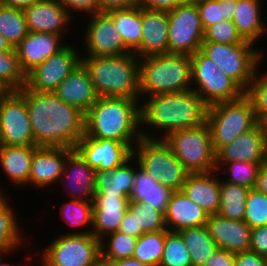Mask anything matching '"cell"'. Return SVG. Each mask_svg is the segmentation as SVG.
Listing matches in <instances>:
<instances>
[{"label": "cell", "instance_id": "obj_20", "mask_svg": "<svg viewBox=\"0 0 267 266\" xmlns=\"http://www.w3.org/2000/svg\"><path fill=\"white\" fill-rule=\"evenodd\" d=\"M72 150L68 147H37L31 161L29 184L39 189L55 185Z\"/></svg>", "mask_w": 267, "mask_h": 266}, {"label": "cell", "instance_id": "obj_24", "mask_svg": "<svg viewBox=\"0 0 267 266\" xmlns=\"http://www.w3.org/2000/svg\"><path fill=\"white\" fill-rule=\"evenodd\" d=\"M142 39L134 52L139 58L168 53L169 17L166 11L148 10L142 7Z\"/></svg>", "mask_w": 267, "mask_h": 266}, {"label": "cell", "instance_id": "obj_56", "mask_svg": "<svg viewBox=\"0 0 267 266\" xmlns=\"http://www.w3.org/2000/svg\"><path fill=\"white\" fill-rule=\"evenodd\" d=\"M41 1L43 0H0V2L7 7L17 8L21 10H24L32 4Z\"/></svg>", "mask_w": 267, "mask_h": 266}, {"label": "cell", "instance_id": "obj_28", "mask_svg": "<svg viewBox=\"0 0 267 266\" xmlns=\"http://www.w3.org/2000/svg\"><path fill=\"white\" fill-rule=\"evenodd\" d=\"M131 156L122 165L113 170H96L95 195H117L130 197L134 188L136 169Z\"/></svg>", "mask_w": 267, "mask_h": 266}, {"label": "cell", "instance_id": "obj_7", "mask_svg": "<svg viewBox=\"0 0 267 266\" xmlns=\"http://www.w3.org/2000/svg\"><path fill=\"white\" fill-rule=\"evenodd\" d=\"M132 156L141 169L171 191H181L190 174L163 139L142 137L134 146Z\"/></svg>", "mask_w": 267, "mask_h": 266}, {"label": "cell", "instance_id": "obj_12", "mask_svg": "<svg viewBox=\"0 0 267 266\" xmlns=\"http://www.w3.org/2000/svg\"><path fill=\"white\" fill-rule=\"evenodd\" d=\"M0 145L35 146L26 106V86L0 98Z\"/></svg>", "mask_w": 267, "mask_h": 266}, {"label": "cell", "instance_id": "obj_16", "mask_svg": "<svg viewBox=\"0 0 267 266\" xmlns=\"http://www.w3.org/2000/svg\"><path fill=\"white\" fill-rule=\"evenodd\" d=\"M96 170H113L132 156V148L118 140L91 138L85 134L74 148Z\"/></svg>", "mask_w": 267, "mask_h": 266}, {"label": "cell", "instance_id": "obj_41", "mask_svg": "<svg viewBox=\"0 0 267 266\" xmlns=\"http://www.w3.org/2000/svg\"><path fill=\"white\" fill-rule=\"evenodd\" d=\"M223 167H227L228 169L226 168L223 170ZM260 167L261 165L256 162H216V170L218 171V174L227 171L229 173V177L224 179L225 182L240 185L249 190L255 187L257 173Z\"/></svg>", "mask_w": 267, "mask_h": 266}, {"label": "cell", "instance_id": "obj_6", "mask_svg": "<svg viewBox=\"0 0 267 266\" xmlns=\"http://www.w3.org/2000/svg\"><path fill=\"white\" fill-rule=\"evenodd\" d=\"M206 123L209 126L212 147L216 153L242 133L254 128L259 121L251 101L244 95L235 101L209 105Z\"/></svg>", "mask_w": 267, "mask_h": 266}, {"label": "cell", "instance_id": "obj_26", "mask_svg": "<svg viewBox=\"0 0 267 266\" xmlns=\"http://www.w3.org/2000/svg\"><path fill=\"white\" fill-rule=\"evenodd\" d=\"M53 93L84 114L98 99L89 72L82 63L58 85Z\"/></svg>", "mask_w": 267, "mask_h": 266}, {"label": "cell", "instance_id": "obj_2", "mask_svg": "<svg viewBox=\"0 0 267 266\" xmlns=\"http://www.w3.org/2000/svg\"><path fill=\"white\" fill-rule=\"evenodd\" d=\"M146 99L140 103L141 127L149 125L153 133L141 129L143 138L156 139L159 136L156 133L162 132V138H159L163 139L174 131L197 128L206 123L208 105L193 90L152 95Z\"/></svg>", "mask_w": 267, "mask_h": 266}, {"label": "cell", "instance_id": "obj_59", "mask_svg": "<svg viewBox=\"0 0 267 266\" xmlns=\"http://www.w3.org/2000/svg\"><path fill=\"white\" fill-rule=\"evenodd\" d=\"M92 266H112L111 261L103 259L101 256L92 264Z\"/></svg>", "mask_w": 267, "mask_h": 266}, {"label": "cell", "instance_id": "obj_34", "mask_svg": "<svg viewBox=\"0 0 267 266\" xmlns=\"http://www.w3.org/2000/svg\"><path fill=\"white\" fill-rule=\"evenodd\" d=\"M4 194H0V254L14 252L25 243L18 218ZM22 233V234H21ZM22 242V243H21Z\"/></svg>", "mask_w": 267, "mask_h": 266}, {"label": "cell", "instance_id": "obj_8", "mask_svg": "<svg viewBox=\"0 0 267 266\" xmlns=\"http://www.w3.org/2000/svg\"><path fill=\"white\" fill-rule=\"evenodd\" d=\"M163 141L190 174L216 171V153L207 123L169 133Z\"/></svg>", "mask_w": 267, "mask_h": 266}, {"label": "cell", "instance_id": "obj_62", "mask_svg": "<svg viewBox=\"0 0 267 266\" xmlns=\"http://www.w3.org/2000/svg\"><path fill=\"white\" fill-rule=\"evenodd\" d=\"M262 124H263L264 130H265V133H266V137H267V118H265V119L262 121Z\"/></svg>", "mask_w": 267, "mask_h": 266}, {"label": "cell", "instance_id": "obj_39", "mask_svg": "<svg viewBox=\"0 0 267 266\" xmlns=\"http://www.w3.org/2000/svg\"><path fill=\"white\" fill-rule=\"evenodd\" d=\"M199 10L204 31L220 21H233L237 0H193Z\"/></svg>", "mask_w": 267, "mask_h": 266}, {"label": "cell", "instance_id": "obj_57", "mask_svg": "<svg viewBox=\"0 0 267 266\" xmlns=\"http://www.w3.org/2000/svg\"><path fill=\"white\" fill-rule=\"evenodd\" d=\"M112 266H149L135 258H126L112 261Z\"/></svg>", "mask_w": 267, "mask_h": 266}, {"label": "cell", "instance_id": "obj_54", "mask_svg": "<svg viewBox=\"0 0 267 266\" xmlns=\"http://www.w3.org/2000/svg\"><path fill=\"white\" fill-rule=\"evenodd\" d=\"M118 231L125 233L126 235L137 237V222L129 210H127L121 221Z\"/></svg>", "mask_w": 267, "mask_h": 266}, {"label": "cell", "instance_id": "obj_23", "mask_svg": "<svg viewBox=\"0 0 267 266\" xmlns=\"http://www.w3.org/2000/svg\"><path fill=\"white\" fill-rule=\"evenodd\" d=\"M96 171L73 149L66 158L63 173L58 181L66 184L71 198L79 201H93ZM61 180V181H60ZM70 186V187H69Z\"/></svg>", "mask_w": 267, "mask_h": 266}, {"label": "cell", "instance_id": "obj_1", "mask_svg": "<svg viewBox=\"0 0 267 266\" xmlns=\"http://www.w3.org/2000/svg\"><path fill=\"white\" fill-rule=\"evenodd\" d=\"M26 106L36 147L75 148L85 134V114L53 92L26 87Z\"/></svg>", "mask_w": 267, "mask_h": 266}, {"label": "cell", "instance_id": "obj_35", "mask_svg": "<svg viewBox=\"0 0 267 266\" xmlns=\"http://www.w3.org/2000/svg\"><path fill=\"white\" fill-rule=\"evenodd\" d=\"M249 189L220 180V209L217 214L227 219L243 221Z\"/></svg>", "mask_w": 267, "mask_h": 266}, {"label": "cell", "instance_id": "obj_43", "mask_svg": "<svg viewBox=\"0 0 267 266\" xmlns=\"http://www.w3.org/2000/svg\"><path fill=\"white\" fill-rule=\"evenodd\" d=\"M159 266H192L190 252L178 232L169 231L166 234Z\"/></svg>", "mask_w": 267, "mask_h": 266}, {"label": "cell", "instance_id": "obj_31", "mask_svg": "<svg viewBox=\"0 0 267 266\" xmlns=\"http://www.w3.org/2000/svg\"><path fill=\"white\" fill-rule=\"evenodd\" d=\"M136 165L135 183L129 200L144 202L165 212L172 191L150 177L139 167L138 162Z\"/></svg>", "mask_w": 267, "mask_h": 266}, {"label": "cell", "instance_id": "obj_40", "mask_svg": "<svg viewBox=\"0 0 267 266\" xmlns=\"http://www.w3.org/2000/svg\"><path fill=\"white\" fill-rule=\"evenodd\" d=\"M0 84L7 91H21L26 85L15 48L0 52Z\"/></svg>", "mask_w": 267, "mask_h": 266}, {"label": "cell", "instance_id": "obj_18", "mask_svg": "<svg viewBox=\"0 0 267 266\" xmlns=\"http://www.w3.org/2000/svg\"><path fill=\"white\" fill-rule=\"evenodd\" d=\"M30 32H46L63 36L72 14L57 0H43L23 10ZM70 22V23H69Z\"/></svg>", "mask_w": 267, "mask_h": 266}, {"label": "cell", "instance_id": "obj_3", "mask_svg": "<svg viewBox=\"0 0 267 266\" xmlns=\"http://www.w3.org/2000/svg\"><path fill=\"white\" fill-rule=\"evenodd\" d=\"M140 103L126 97H98L85 114V135L118 140L132 149L142 138Z\"/></svg>", "mask_w": 267, "mask_h": 266}, {"label": "cell", "instance_id": "obj_55", "mask_svg": "<svg viewBox=\"0 0 267 266\" xmlns=\"http://www.w3.org/2000/svg\"><path fill=\"white\" fill-rule=\"evenodd\" d=\"M254 188L267 195V166L262 165L259 168Z\"/></svg>", "mask_w": 267, "mask_h": 266}, {"label": "cell", "instance_id": "obj_4", "mask_svg": "<svg viewBox=\"0 0 267 266\" xmlns=\"http://www.w3.org/2000/svg\"><path fill=\"white\" fill-rule=\"evenodd\" d=\"M139 61L134 54L81 56L98 97H126L140 100Z\"/></svg>", "mask_w": 267, "mask_h": 266}, {"label": "cell", "instance_id": "obj_36", "mask_svg": "<svg viewBox=\"0 0 267 266\" xmlns=\"http://www.w3.org/2000/svg\"><path fill=\"white\" fill-rule=\"evenodd\" d=\"M0 33L15 48L29 33L24 11L7 7L0 2Z\"/></svg>", "mask_w": 267, "mask_h": 266}, {"label": "cell", "instance_id": "obj_25", "mask_svg": "<svg viewBox=\"0 0 267 266\" xmlns=\"http://www.w3.org/2000/svg\"><path fill=\"white\" fill-rule=\"evenodd\" d=\"M209 214L182 191H172L169 197L164 221L170 232L206 225Z\"/></svg>", "mask_w": 267, "mask_h": 266}, {"label": "cell", "instance_id": "obj_42", "mask_svg": "<svg viewBox=\"0 0 267 266\" xmlns=\"http://www.w3.org/2000/svg\"><path fill=\"white\" fill-rule=\"evenodd\" d=\"M106 243L101 241V257L107 261L131 258L135 250L137 237L126 235L120 231L106 235ZM107 246V247H106Z\"/></svg>", "mask_w": 267, "mask_h": 266}, {"label": "cell", "instance_id": "obj_63", "mask_svg": "<svg viewBox=\"0 0 267 266\" xmlns=\"http://www.w3.org/2000/svg\"><path fill=\"white\" fill-rule=\"evenodd\" d=\"M265 166H267V153H266V161H265Z\"/></svg>", "mask_w": 267, "mask_h": 266}, {"label": "cell", "instance_id": "obj_10", "mask_svg": "<svg viewBox=\"0 0 267 266\" xmlns=\"http://www.w3.org/2000/svg\"><path fill=\"white\" fill-rule=\"evenodd\" d=\"M101 241L92 230L58 235L42 251V266H92L101 256Z\"/></svg>", "mask_w": 267, "mask_h": 266}, {"label": "cell", "instance_id": "obj_50", "mask_svg": "<svg viewBox=\"0 0 267 266\" xmlns=\"http://www.w3.org/2000/svg\"><path fill=\"white\" fill-rule=\"evenodd\" d=\"M189 0H140L139 5L148 10L169 12Z\"/></svg>", "mask_w": 267, "mask_h": 266}, {"label": "cell", "instance_id": "obj_9", "mask_svg": "<svg viewBox=\"0 0 267 266\" xmlns=\"http://www.w3.org/2000/svg\"><path fill=\"white\" fill-rule=\"evenodd\" d=\"M253 46L245 40L240 44L203 42L200 50L246 91L264 60L263 52Z\"/></svg>", "mask_w": 267, "mask_h": 266}, {"label": "cell", "instance_id": "obj_48", "mask_svg": "<svg viewBox=\"0 0 267 266\" xmlns=\"http://www.w3.org/2000/svg\"><path fill=\"white\" fill-rule=\"evenodd\" d=\"M62 4L72 15V12H85L94 14L98 12V0H57ZM72 11V12H71Z\"/></svg>", "mask_w": 267, "mask_h": 266}, {"label": "cell", "instance_id": "obj_27", "mask_svg": "<svg viewBox=\"0 0 267 266\" xmlns=\"http://www.w3.org/2000/svg\"><path fill=\"white\" fill-rule=\"evenodd\" d=\"M217 172L189 174L181 189L209 215L217 214L220 209V179Z\"/></svg>", "mask_w": 267, "mask_h": 266}, {"label": "cell", "instance_id": "obj_29", "mask_svg": "<svg viewBox=\"0 0 267 266\" xmlns=\"http://www.w3.org/2000/svg\"><path fill=\"white\" fill-rule=\"evenodd\" d=\"M36 146H3L0 145V166L4 175L13 184L25 186L29 184L31 161Z\"/></svg>", "mask_w": 267, "mask_h": 266}, {"label": "cell", "instance_id": "obj_53", "mask_svg": "<svg viewBox=\"0 0 267 266\" xmlns=\"http://www.w3.org/2000/svg\"><path fill=\"white\" fill-rule=\"evenodd\" d=\"M140 0H98V12L126 9L139 5Z\"/></svg>", "mask_w": 267, "mask_h": 266}, {"label": "cell", "instance_id": "obj_37", "mask_svg": "<svg viewBox=\"0 0 267 266\" xmlns=\"http://www.w3.org/2000/svg\"><path fill=\"white\" fill-rule=\"evenodd\" d=\"M168 230L142 234L136 242L132 258L149 266H159Z\"/></svg>", "mask_w": 267, "mask_h": 266}, {"label": "cell", "instance_id": "obj_46", "mask_svg": "<svg viewBox=\"0 0 267 266\" xmlns=\"http://www.w3.org/2000/svg\"><path fill=\"white\" fill-rule=\"evenodd\" d=\"M258 72L256 70L245 96L251 101L257 120L262 122L267 118V71Z\"/></svg>", "mask_w": 267, "mask_h": 266}, {"label": "cell", "instance_id": "obj_61", "mask_svg": "<svg viewBox=\"0 0 267 266\" xmlns=\"http://www.w3.org/2000/svg\"><path fill=\"white\" fill-rule=\"evenodd\" d=\"M8 91L0 84V98L3 97Z\"/></svg>", "mask_w": 267, "mask_h": 266}, {"label": "cell", "instance_id": "obj_45", "mask_svg": "<svg viewBox=\"0 0 267 266\" xmlns=\"http://www.w3.org/2000/svg\"><path fill=\"white\" fill-rule=\"evenodd\" d=\"M243 221L251 229L267 225V195L255 188L249 190Z\"/></svg>", "mask_w": 267, "mask_h": 266}, {"label": "cell", "instance_id": "obj_5", "mask_svg": "<svg viewBox=\"0 0 267 266\" xmlns=\"http://www.w3.org/2000/svg\"><path fill=\"white\" fill-rule=\"evenodd\" d=\"M189 90H192L189 55L167 53L140 59L139 94L141 100H143L142 97Z\"/></svg>", "mask_w": 267, "mask_h": 266}, {"label": "cell", "instance_id": "obj_11", "mask_svg": "<svg viewBox=\"0 0 267 266\" xmlns=\"http://www.w3.org/2000/svg\"><path fill=\"white\" fill-rule=\"evenodd\" d=\"M190 59L192 90L208 106L218 102L235 101L245 95V91L201 50L191 55Z\"/></svg>", "mask_w": 267, "mask_h": 266}, {"label": "cell", "instance_id": "obj_49", "mask_svg": "<svg viewBox=\"0 0 267 266\" xmlns=\"http://www.w3.org/2000/svg\"><path fill=\"white\" fill-rule=\"evenodd\" d=\"M250 251L262 256L267 254V225L252 229Z\"/></svg>", "mask_w": 267, "mask_h": 266}, {"label": "cell", "instance_id": "obj_52", "mask_svg": "<svg viewBox=\"0 0 267 266\" xmlns=\"http://www.w3.org/2000/svg\"><path fill=\"white\" fill-rule=\"evenodd\" d=\"M204 266H235V254L218 248Z\"/></svg>", "mask_w": 267, "mask_h": 266}, {"label": "cell", "instance_id": "obj_30", "mask_svg": "<svg viewBox=\"0 0 267 266\" xmlns=\"http://www.w3.org/2000/svg\"><path fill=\"white\" fill-rule=\"evenodd\" d=\"M261 4V0H237L234 13L233 23L238 34L252 44L267 31V25L261 15Z\"/></svg>", "mask_w": 267, "mask_h": 266}, {"label": "cell", "instance_id": "obj_33", "mask_svg": "<svg viewBox=\"0 0 267 266\" xmlns=\"http://www.w3.org/2000/svg\"><path fill=\"white\" fill-rule=\"evenodd\" d=\"M190 252L192 266H204L209 257L218 249L209 235L206 225L186 228L178 232Z\"/></svg>", "mask_w": 267, "mask_h": 266}, {"label": "cell", "instance_id": "obj_60", "mask_svg": "<svg viewBox=\"0 0 267 266\" xmlns=\"http://www.w3.org/2000/svg\"><path fill=\"white\" fill-rule=\"evenodd\" d=\"M6 254H9V253H5V254H0V266H13V265H11L10 263H8V262H4V261H2L3 260V257L4 256H7ZM1 256H3V257H1Z\"/></svg>", "mask_w": 267, "mask_h": 266}, {"label": "cell", "instance_id": "obj_21", "mask_svg": "<svg viewBox=\"0 0 267 266\" xmlns=\"http://www.w3.org/2000/svg\"><path fill=\"white\" fill-rule=\"evenodd\" d=\"M206 227L218 248L234 254L250 251L252 229L244 221L214 214L208 216Z\"/></svg>", "mask_w": 267, "mask_h": 266}, {"label": "cell", "instance_id": "obj_17", "mask_svg": "<svg viewBox=\"0 0 267 266\" xmlns=\"http://www.w3.org/2000/svg\"><path fill=\"white\" fill-rule=\"evenodd\" d=\"M267 137L262 122L216 152V162H256L265 165Z\"/></svg>", "mask_w": 267, "mask_h": 266}, {"label": "cell", "instance_id": "obj_58", "mask_svg": "<svg viewBox=\"0 0 267 266\" xmlns=\"http://www.w3.org/2000/svg\"><path fill=\"white\" fill-rule=\"evenodd\" d=\"M13 48L10 46V44L6 41L4 36L0 33V52L12 50Z\"/></svg>", "mask_w": 267, "mask_h": 266}, {"label": "cell", "instance_id": "obj_15", "mask_svg": "<svg viewBox=\"0 0 267 266\" xmlns=\"http://www.w3.org/2000/svg\"><path fill=\"white\" fill-rule=\"evenodd\" d=\"M88 16L91 18L84 32L87 54L81 56L102 57L132 53L116 30L114 20L106 12Z\"/></svg>", "mask_w": 267, "mask_h": 266}, {"label": "cell", "instance_id": "obj_13", "mask_svg": "<svg viewBox=\"0 0 267 266\" xmlns=\"http://www.w3.org/2000/svg\"><path fill=\"white\" fill-rule=\"evenodd\" d=\"M168 53L195 54L201 49L204 29L196 3L189 0L168 12Z\"/></svg>", "mask_w": 267, "mask_h": 266}, {"label": "cell", "instance_id": "obj_32", "mask_svg": "<svg viewBox=\"0 0 267 266\" xmlns=\"http://www.w3.org/2000/svg\"><path fill=\"white\" fill-rule=\"evenodd\" d=\"M115 23V28L121 35L125 46L134 53L142 39V7L140 5L115 9L106 12Z\"/></svg>", "mask_w": 267, "mask_h": 266}, {"label": "cell", "instance_id": "obj_14", "mask_svg": "<svg viewBox=\"0 0 267 266\" xmlns=\"http://www.w3.org/2000/svg\"><path fill=\"white\" fill-rule=\"evenodd\" d=\"M66 45L57 54L36 65L26 74V87L37 92H54L58 85L81 64V53Z\"/></svg>", "mask_w": 267, "mask_h": 266}, {"label": "cell", "instance_id": "obj_44", "mask_svg": "<svg viewBox=\"0 0 267 266\" xmlns=\"http://www.w3.org/2000/svg\"><path fill=\"white\" fill-rule=\"evenodd\" d=\"M62 221L71 225L70 227H92L93 201H79L70 199V202L60 207Z\"/></svg>", "mask_w": 267, "mask_h": 266}, {"label": "cell", "instance_id": "obj_19", "mask_svg": "<svg viewBox=\"0 0 267 266\" xmlns=\"http://www.w3.org/2000/svg\"><path fill=\"white\" fill-rule=\"evenodd\" d=\"M63 39L60 35L53 33L29 31L15 47L21 70L27 74L36 65L57 54L67 45L61 42Z\"/></svg>", "mask_w": 267, "mask_h": 266}, {"label": "cell", "instance_id": "obj_22", "mask_svg": "<svg viewBox=\"0 0 267 266\" xmlns=\"http://www.w3.org/2000/svg\"><path fill=\"white\" fill-rule=\"evenodd\" d=\"M128 196L94 195L92 234L100 241L105 236L117 232L128 210Z\"/></svg>", "mask_w": 267, "mask_h": 266}, {"label": "cell", "instance_id": "obj_51", "mask_svg": "<svg viewBox=\"0 0 267 266\" xmlns=\"http://www.w3.org/2000/svg\"><path fill=\"white\" fill-rule=\"evenodd\" d=\"M235 266H267L265 256L252 251L235 254Z\"/></svg>", "mask_w": 267, "mask_h": 266}, {"label": "cell", "instance_id": "obj_38", "mask_svg": "<svg viewBox=\"0 0 267 266\" xmlns=\"http://www.w3.org/2000/svg\"><path fill=\"white\" fill-rule=\"evenodd\" d=\"M128 210L137 222V238L144 233L167 230L163 211L144 202L134 200L128 201Z\"/></svg>", "mask_w": 267, "mask_h": 266}, {"label": "cell", "instance_id": "obj_47", "mask_svg": "<svg viewBox=\"0 0 267 266\" xmlns=\"http://www.w3.org/2000/svg\"><path fill=\"white\" fill-rule=\"evenodd\" d=\"M244 40L238 34L233 21L224 20L209 26L204 31L203 42L240 44Z\"/></svg>", "mask_w": 267, "mask_h": 266}]
</instances>
